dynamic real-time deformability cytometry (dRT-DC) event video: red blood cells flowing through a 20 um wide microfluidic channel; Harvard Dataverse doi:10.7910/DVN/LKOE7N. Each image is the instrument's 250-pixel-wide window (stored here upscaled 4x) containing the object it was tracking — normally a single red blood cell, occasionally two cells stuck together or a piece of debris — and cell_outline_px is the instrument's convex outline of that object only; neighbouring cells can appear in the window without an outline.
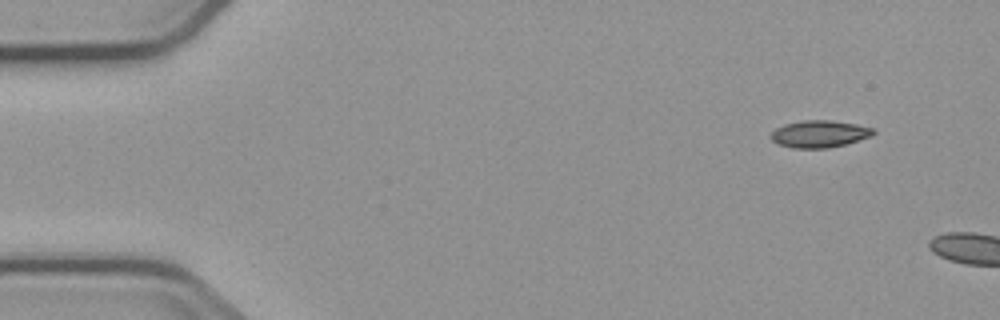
{"species": "common noctule bat (a hibernating species)", "species_latin": "Nyctalus noctula", "temperature_condition": "cold", "stored_images_in_passage": 2, "camera_frame_rate_fps": 3000, "um_per_image_px": 0.085, "animal": {"sex": "male", "body_mass_g": 23.1, "forearm_length_mm": 52.7}, "frame": {"image": 1, "passage_image": 1, "time_ms": 0.0, "image_size_px": [1000, 320], "cell_outline_px": [[876, 132], [872, 136], [844, 144], [828, 148], [792, 148], [780, 144], [772, 140], [772, 132], [776, 128], [784, 124], [804, 120], [832, 120], [856, 124], [872, 128]], "centroid_in_image_um": [69.67, 11.38], "position_along_channel_um": 15.3, "area_um2": 16.01}}